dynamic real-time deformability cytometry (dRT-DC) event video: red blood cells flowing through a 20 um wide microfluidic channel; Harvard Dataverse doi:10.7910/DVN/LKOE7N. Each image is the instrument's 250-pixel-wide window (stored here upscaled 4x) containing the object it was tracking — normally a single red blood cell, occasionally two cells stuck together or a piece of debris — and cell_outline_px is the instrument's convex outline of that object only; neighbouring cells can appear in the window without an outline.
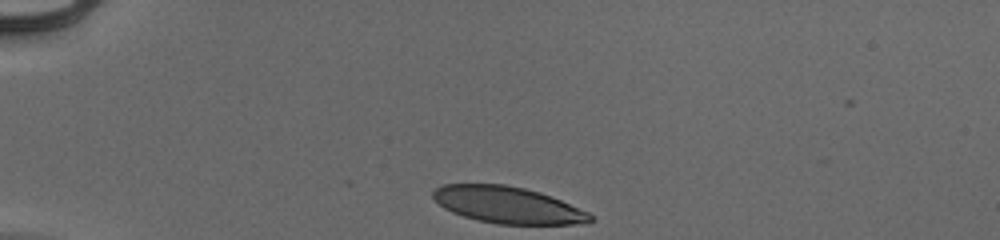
{"species": "human", "species_latin": "Homo sapiens", "temperature_condition": "cold", "stored_images_in_passage": 33, "camera_frame_rate_fps": 3000, "um_per_image_px": 0.085, "donor": {"sex": "male"}, "frame": {"image": 1, "passage_image": 1, "time_ms": 0.0, "image_size_px": [1000, 240], "cell_outline_px": [[592, 220], [588, 224], [496, 224], [464, 216], [452, 212], [444, 208], [432, 196], [432, 192], [436, 188], [444, 184], [504, 184], [524, 188], [540, 192], [552, 196], [588, 212], [592, 216]], "centroid_in_image_um": [43.18, 17.42], "position_along_channel_um": 41.8, "area_um2": 33.47}}
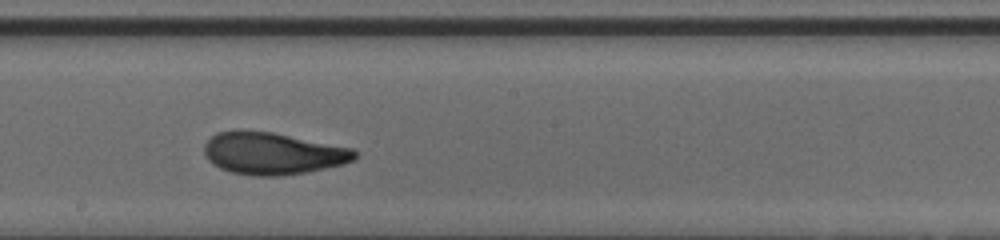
{"frame": {"image": 2, "passage_image": 19, "time_ms": 6.0, "image_size_px": [1000, 240], "cell_outline_px": [[356, 160], [344, 164], [304, 172], [280, 176], [260, 176], [232, 172], [220, 168], [212, 164], [208, 160], [204, 152], [204, 144], [216, 132], [240, 128], [272, 132], [352, 148], [356, 152]], "centroid_in_image_um": [23.14, 13.01], "position_along_channel_um": 225.1, "area_um2": 37.11}}
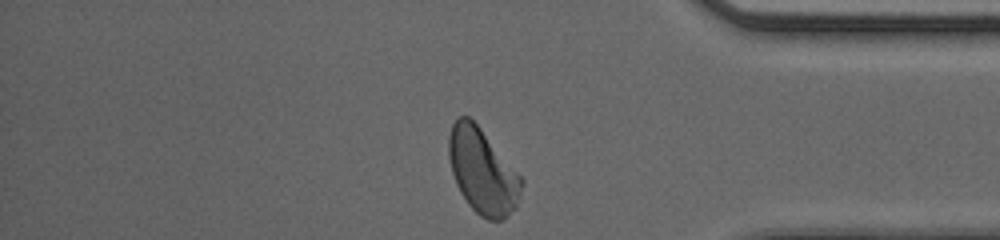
{"frame": {"image": 3, "passage_image": 33, "time_ms": 10.667, "image_size_px": [1000, 240], "cell_outline_px": [[524, 184], [516, 208], [500, 220], [488, 220], [480, 216], [468, 204], [460, 192], [456, 184], [452, 172], [448, 156], [448, 136], [452, 124], [460, 116], [468, 116], [480, 128], [524, 180]], "centroid_in_image_um": [41.01, 14.57], "position_along_channel_um": 394.2, "area_um2": 35.78}, "authors_computed_cell_mechanics": {"area_um2": 36.1828, "velocity_mm_per_s": 3.9207, "shape_relaxation_time_tau1_ms": 5.2387, "shape_relaxation_time_tau2_ms": 1.2091, "deformation_change_tau1": 0.1773, "deformation_change_tau2": 0.0626}}